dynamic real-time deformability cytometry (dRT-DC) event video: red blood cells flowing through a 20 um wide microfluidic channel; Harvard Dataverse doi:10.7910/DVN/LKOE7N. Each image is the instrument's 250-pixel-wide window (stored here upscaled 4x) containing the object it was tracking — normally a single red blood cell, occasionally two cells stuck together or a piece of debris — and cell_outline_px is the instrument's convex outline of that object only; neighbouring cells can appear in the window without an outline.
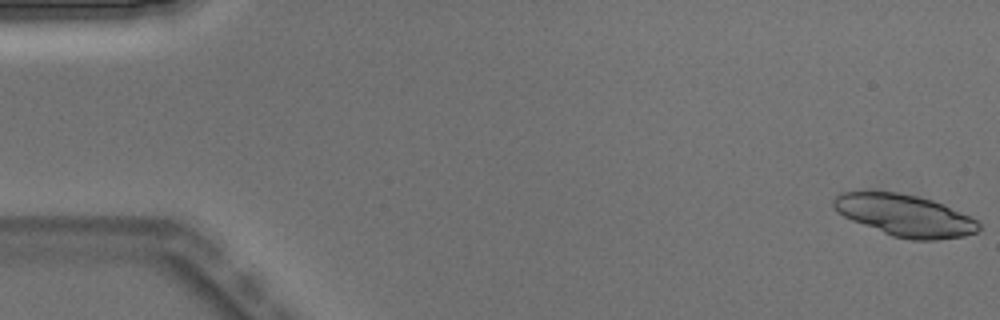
{"species": "Egyptian fruit bat (a non-hibernating species)", "species_latin": "Rousettus aegyptiacus", "temperature_condition": "warm", "stored_images_in_passage": 6, "camera_frame_rate_fps": 3000, "um_per_image_px": 0.085, "animal": {"sex": "male"}, "frame": {"image": 1, "passage_image": 1, "time_ms": 0.0, "image_size_px": [1000, 320], "cell_outline_px": [[980, 228], [976, 232], [964, 236], [936, 240], [908, 240], [892, 236], [852, 220], [836, 212], [832, 204], [832, 200], [840, 192], [900, 192], [932, 200], [944, 204], [976, 220], [980, 224]], "centroid_in_image_um": [76.9, 18.31], "position_along_channel_um": 8.1, "area_um2": 35.2}}